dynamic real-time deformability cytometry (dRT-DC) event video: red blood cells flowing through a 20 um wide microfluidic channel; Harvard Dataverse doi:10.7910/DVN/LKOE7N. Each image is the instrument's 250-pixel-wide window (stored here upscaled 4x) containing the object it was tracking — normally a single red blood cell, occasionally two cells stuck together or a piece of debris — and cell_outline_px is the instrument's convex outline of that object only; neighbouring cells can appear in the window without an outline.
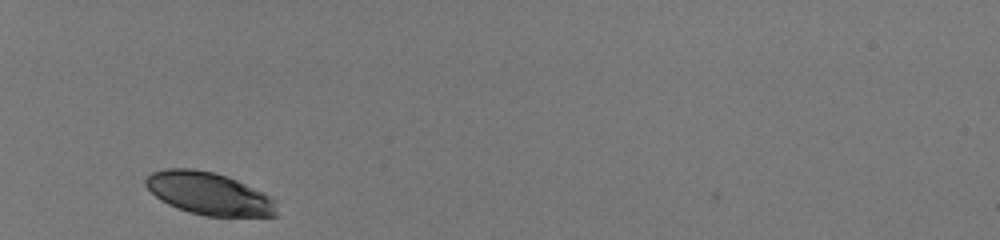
{"species": "human", "species_latin": "Homo sapiens", "temperature_condition": "room temperature", "stored_images_in_passage": 29, "camera_frame_rate_fps": 3000, "um_per_image_px": 0.085, "donor": {"sex": "male"}, "frame": {"image": 1, "passage_image": 1, "time_ms": 0.0, "image_size_px": [1000, 240], "cell_outline_px": [[276, 216], [204, 216], [188, 212], [168, 204], [160, 200], [144, 184], [144, 180], [152, 172], [164, 168], [192, 168], [212, 172], [228, 176], [264, 192], [272, 200], [276, 212]], "centroid_in_image_um": [17.72, 16.44], "position_along_channel_um": 67.3, "area_um2": 32.31}}
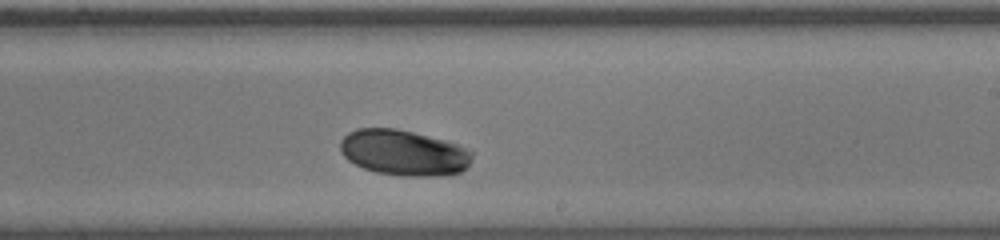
{"frame": {"image": 2, "passage_image": 17, "time_ms": 5.333, "image_size_px": [1000, 240], "cell_outline_px": [[472, 160], [460, 172], [444, 176], [404, 176], [376, 172], [364, 168], [348, 160], [340, 152], [340, 140], [348, 132], [356, 128], [396, 128], [444, 140], [456, 144], [472, 152]], "centroid_in_image_um": [34.28, 12.98], "position_along_channel_um": 254.7, "area_um2": 35.03}}
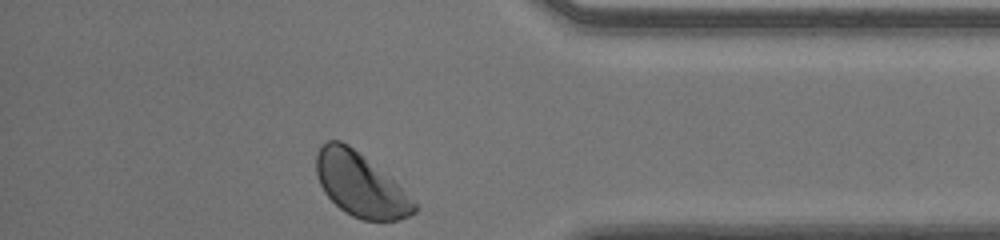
{"frame": {"image": 3, "passage_image": 29, "time_ms": 9.333, "image_size_px": [1000, 240], "cell_outline_px": [[416, 212], [400, 220], [364, 220], [352, 216], [344, 212], [324, 192], [320, 184], [316, 172], [316, 156], [320, 148], [328, 140], [340, 140], [348, 144], [388, 176], [416, 200]], "centroid_in_image_um": [30.64, 15.72], "position_along_channel_um": 404.6, "area_um2": 35.89}, "authors_computed_cell_mechanics": {"area_um2": 35.0268, "velocity_mm_per_s": 3.971, "shape_relaxation_time_tau1_ms": 2.4793, "shape_relaxation_time_tau2_ms": null, "deformation_change_tau1": 0.0857, "deformation_change_tau2": null}}